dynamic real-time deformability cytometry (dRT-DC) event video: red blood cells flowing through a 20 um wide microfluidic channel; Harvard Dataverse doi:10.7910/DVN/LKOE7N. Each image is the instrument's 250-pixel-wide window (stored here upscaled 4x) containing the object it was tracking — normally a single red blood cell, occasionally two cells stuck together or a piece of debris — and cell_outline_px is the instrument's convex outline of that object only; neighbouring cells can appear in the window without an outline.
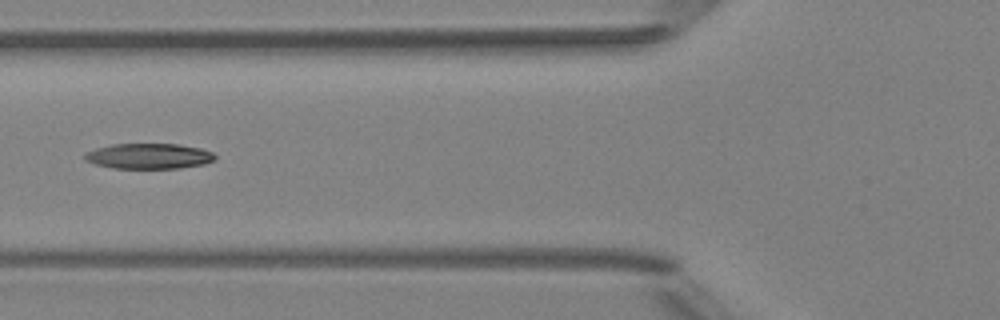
{"species": "Egyptian fruit bat (a non-hibernating species)", "species_latin": "Rousettus aegyptiacus", "temperature_condition": "room temperature", "stored_images_in_passage": 5, "camera_frame_rate_fps": 3000, "um_per_image_px": 0.085, "animal": {"sex": "female"}, "frame": {"image": 1, "passage_image": 3, "time_ms": 3.333, "image_size_px": [1000, 320], "cell_outline_px": [[216, 156], [212, 160], [204, 164], [180, 168], [112, 168], [96, 164], [84, 160], [84, 156], [88, 152], [96, 148], [112, 144], [180, 144], [200, 148], [212, 152]], "centroid_in_image_um": [12.65, 13.27], "position_along_channel_um": 113.1, "area_um2": 19.19}}
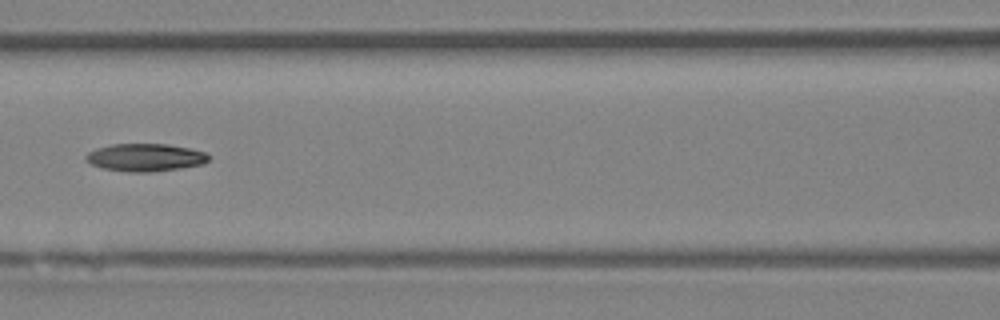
{"frame": {"image": 2, "passage_image": 4, "time_ms": 4.333, "image_size_px": [1000, 320], "cell_outline_px": [[208, 160], [204, 164], [180, 168], [152, 172], [132, 172], [104, 168], [92, 164], [84, 160], [84, 156], [88, 152], [96, 148], [112, 144], [168, 144], [188, 148], [204, 152], [208, 156]], "centroid_in_image_um": [12.32, 13.38], "position_along_channel_um": 154.3, "area_um2": 19.71}}
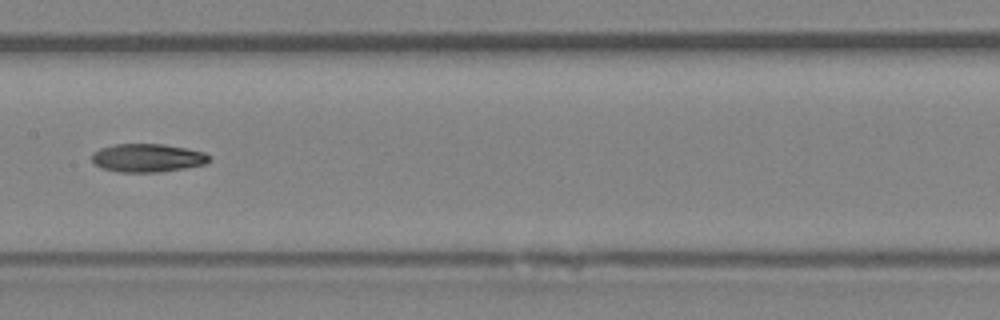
{"frame": {"image": 3, "passage_image": 5, "time_ms": 5.333, "image_size_px": [1000, 320], "cell_outline_px": [[212, 160], [204, 164], [184, 168], [160, 172], [120, 172], [100, 168], [92, 160], [92, 152], [100, 148], [116, 144], [164, 144], [204, 152], [212, 156]], "centroid_in_image_um": [12.54, 13.42], "position_along_channel_um": 194.9, "area_um2": 19.42}}